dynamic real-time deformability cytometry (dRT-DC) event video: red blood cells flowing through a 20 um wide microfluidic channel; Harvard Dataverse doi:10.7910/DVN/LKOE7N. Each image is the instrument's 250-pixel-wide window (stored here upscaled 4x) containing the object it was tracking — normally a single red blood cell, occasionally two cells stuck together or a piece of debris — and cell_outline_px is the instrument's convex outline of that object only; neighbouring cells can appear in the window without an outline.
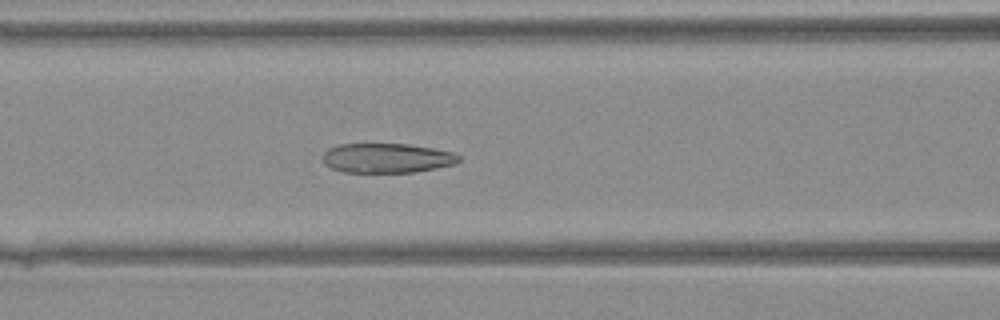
{"species": "Egyptian fruit bat (a non-hibernating species)", "species_latin": "Rousettus aegyptiacus", "temperature_condition": "warm", "stored_images_in_passage": 30, "camera_frame_rate_fps": 3000, "um_per_image_px": 0.085, "animal": {"sex": "female"}, "frame": {"image": 1, "passage_image": 7, "time_ms": 2.0, "image_size_px": [1000, 320], "cell_outline_px": [[460, 160], [452, 164], [436, 168], [412, 172], [344, 172], [332, 168], [324, 164], [320, 156], [328, 148], [340, 144], [408, 144], [432, 148], [452, 152], [460, 156]], "centroid_in_image_um": [32.82, 13.43], "position_along_channel_um": 133.8, "area_um2": 23.41}}
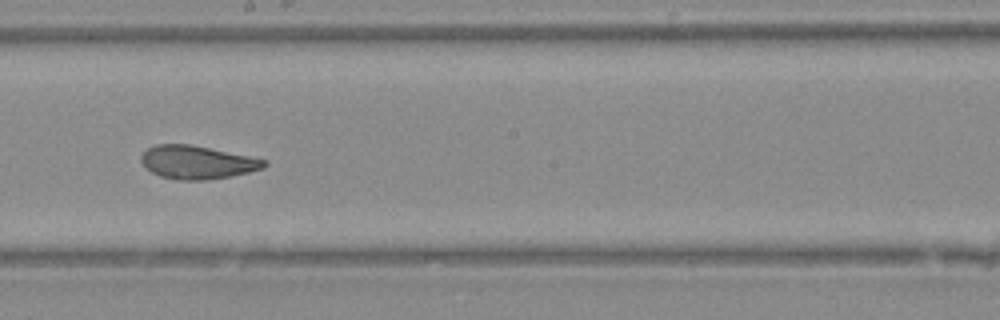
{"frame": {"image": 2, "passage_image": 13, "time_ms": 4.0, "image_size_px": [1000, 320], "cell_outline_px": [[268, 164], [264, 168], [248, 172], [208, 180], [180, 180], [160, 176], [152, 172], [140, 160], [140, 156], [148, 148], [156, 144], [188, 144], [268, 160]], "centroid_in_image_um": [16.76, 13.79], "position_along_channel_um": 231.4, "area_um2": 23.52}}
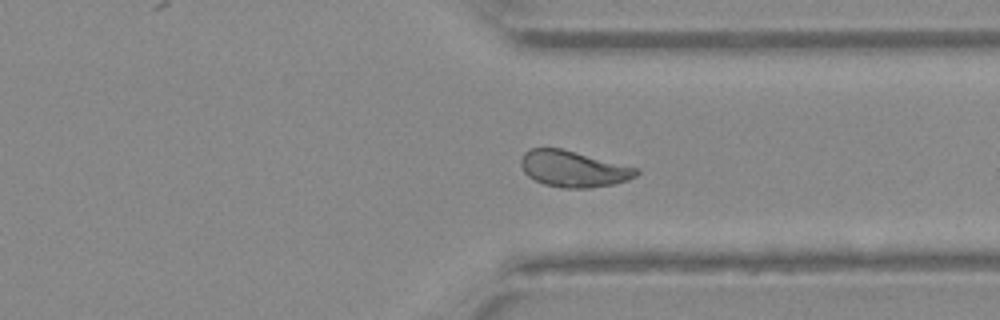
{"frame": {"image": 3, "passage_image": 21, "time_ms": 6.667, "image_size_px": [1000, 320], "cell_outline_px": [[640, 172], [636, 176], [628, 180], [612, 184], [588, 188], [564, 188], [544, 184], [528, 176], [524, 172], [520, 164], [520, 160], [524, 152], [532, 148], [560, 148], [640, 168]], "centroid_in_image_um": [48.75, 14.35], "position_along_channel_um": 362.7, "area_um2": 24.33}}